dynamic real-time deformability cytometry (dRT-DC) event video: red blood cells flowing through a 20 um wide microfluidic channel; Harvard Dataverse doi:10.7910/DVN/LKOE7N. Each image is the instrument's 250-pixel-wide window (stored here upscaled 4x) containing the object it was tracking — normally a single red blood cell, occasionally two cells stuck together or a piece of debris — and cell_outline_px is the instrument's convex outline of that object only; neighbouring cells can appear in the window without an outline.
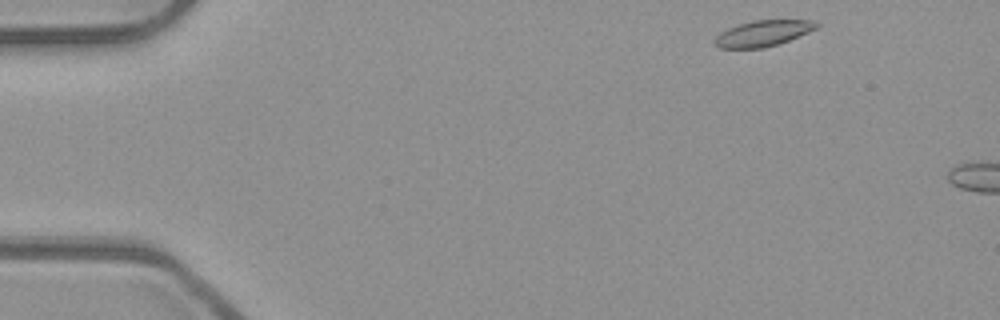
{"species": "common noctule bat (a hibernating species)", "species_latin": "Nyctalus noctula", "temperature_condition": "room temperature", "stored_images_in_passage": 5, "camera_frame_rate_fps": 3000, "um_per_image_px": 0.085, "animal": {"sex": "male", "body_mass_g": 23.1, "forearm_length_mm": 52.7}, "frame": {"image": 1, "passage_image": 2, "time_ms": 0.333, "image_size_px": [1000, 320], "cell_outline_px": [[820, 24], [816, 28], [808, 32], [788, 40], [764, 48], [716, 48], [712, 44], [712, 40], [720, 32], [736, 24], [752, 20], [816, 20]], "centroid_in_image_um": [64.78, 2.83], "position_along_channel_um": 20.2, "area_um2": 15.55}}